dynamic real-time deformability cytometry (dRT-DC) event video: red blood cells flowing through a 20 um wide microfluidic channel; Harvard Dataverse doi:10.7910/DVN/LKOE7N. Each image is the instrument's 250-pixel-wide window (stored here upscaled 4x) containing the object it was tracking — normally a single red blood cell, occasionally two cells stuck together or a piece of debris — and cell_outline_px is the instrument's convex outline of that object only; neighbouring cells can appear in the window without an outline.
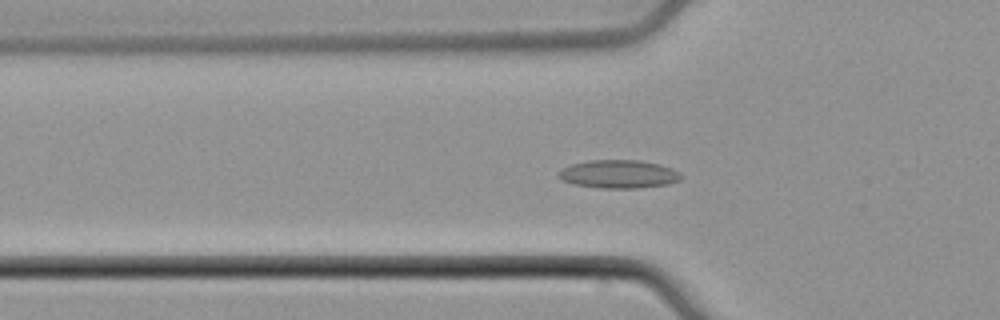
{"species": "common noctule bat (a hibernating species)", "species_latin": "Nyctalus noctula", "temperature_condition": "cold", "stored_images_in_passage": 52, "camera_frame_rate_fps": 3000, "um_per_image_px": 0.085, "animal": {"sex": "male", "body_mass_g": 21.5, "forearm_length_mm": 52.0}, "frame": {"image": 1, "passage_image": 18, "time_ms": 5.667, "image_size_px": [1000, 320], "cell_outline_px": [[680, 180], [668, 184], [636, 188], [600, 188], [572, 184], [560, 180], [556, 176], [564, 168], [572, 164], [592, 160], [640, 160], [660, 164], [672, 168], [680, 172]], "centroid_in_image_um": [52.58, 14.8], "position_along_channel_um": 73.2, "area_um2": 20.17}}
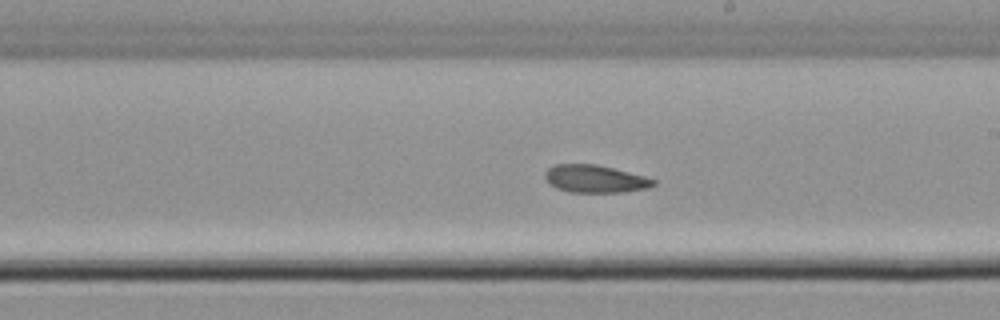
{"frame": {"image": 2, "passage_image": 30, "time_ms": 9.667, "image_size_px": [1000, 320], "cell_outline_px": [[656, 184], [648, 188], [624, 192], [568, 192], [556, 188], [548, 184], [544, 176], [544, 172], [552, 164], [596, 164], [644, 176], [656, 180]], "centroid_in_image_um": [50.53, 15.2], "position_along_channel_um": 238.5, "area_um2": 17.57}}
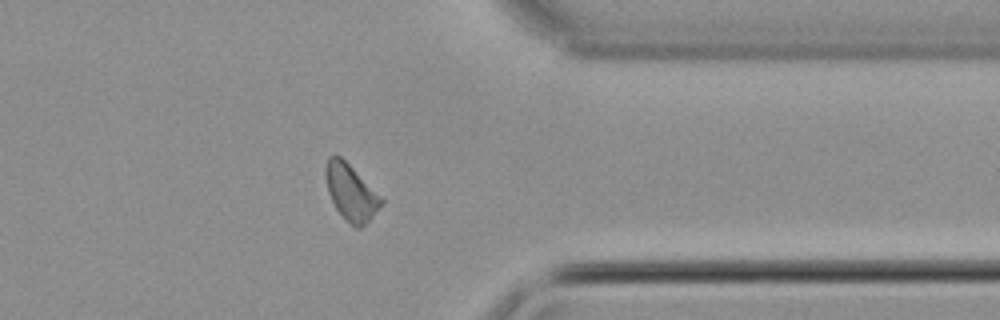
{"frame": {"image": 3, "passage_image": 41, "time_ms": 13.333, "image_size_px": [1000, 320], "cell_outline_px": [[384, 200], [368, 220], [360, 228], [356, 228], [336, 208], [328, 192], [324, 176], [324, 168], [328, 156], [340, 156]], "centroid_in_image_um": [29.77, 16.31], "position_along_channel_um": 381.6, "area_um2": 17.4}}